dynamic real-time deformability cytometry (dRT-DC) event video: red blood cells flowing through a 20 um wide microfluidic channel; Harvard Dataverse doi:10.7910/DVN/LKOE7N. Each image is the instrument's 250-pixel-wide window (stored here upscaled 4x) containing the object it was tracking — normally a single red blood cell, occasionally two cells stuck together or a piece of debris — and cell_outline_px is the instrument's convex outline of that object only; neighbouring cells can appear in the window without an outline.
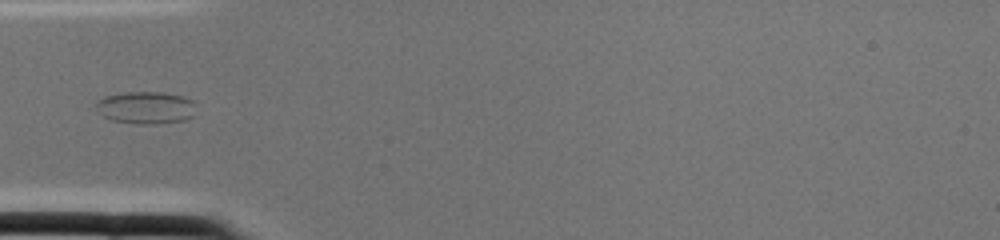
{"species": "common noctule bat (a hibernating species)", "species_latin": "Nyctalus noctula", "temperature_condition": "cold", "stored_images_in_passage": 2, "camera_frame_rate_fps": 3000, "um_per_image_px": 0.085, "animal": {"sex": "female", "body_mass_g": 22.0, "forearm_length_mm": 56.7}, "frame": {"image": 1, "passage_image": 2, "time_ms": 0.333, "image_size_px": [1000, 240], "cell_outline_px": [[192, 116], [184, 120], [156, 124], [140, 124], [112, 120], [104, 116], [92, 104], [96, 100], [104, 96], [124, 92], [160, 92], [184, 96], [192, 100]], "centroid_in_image_um": [12.32, 9.14], "position_along_channel_um": 72.7, "area_um2": 18.79}}